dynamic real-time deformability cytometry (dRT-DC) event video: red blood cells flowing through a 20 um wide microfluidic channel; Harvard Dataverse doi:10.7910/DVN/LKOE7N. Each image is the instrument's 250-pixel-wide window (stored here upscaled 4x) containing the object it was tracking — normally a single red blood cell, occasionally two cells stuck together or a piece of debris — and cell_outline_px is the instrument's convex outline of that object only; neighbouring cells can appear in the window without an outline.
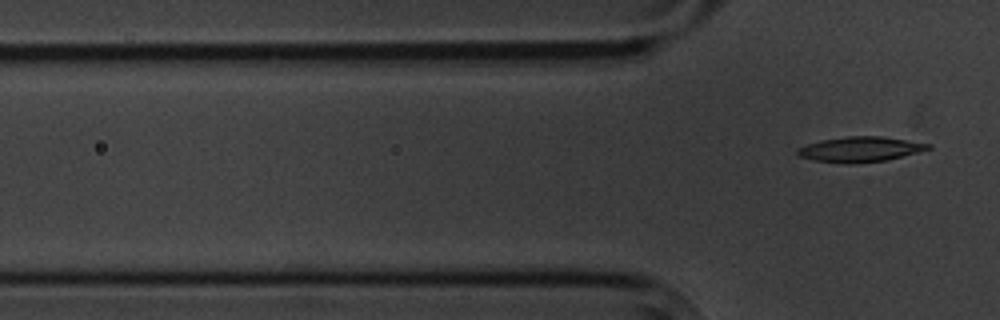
{"species": "common noctule bat (a hibernating species)", "species_latin": "Nyctalus noctula", "temperature_condition": "cold", "stored_images_in_passage": 6, "segment_of_instrument_passage": [2, 2], "camera_frame_rate_fps": 3000, "um_per_image_px": 0.085, "animal": {"sex": "male", "body_mass_g": 20.1, "forearm_length_mm": 53.5}, "frame": {"image": 1, "passage_image": 6, "time_ms": 6.0, "image_size_px": [1000, 320], "cell_outline_px": [[932, 148], [888, 160], [856, 164], [848, 164], [816, 160], [800, 156], [796, 152], [796, 148], [808, 144], [824, 140], [848, 136], [880, 136], [932, 144]], "centroid_in_image_um": [73.14, 12.7], "position_along_channel_um": 52.7, "area_um2": 19.02}}